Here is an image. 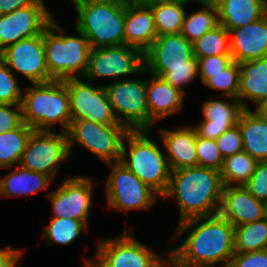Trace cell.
<instances>
[{
  "label": "cell",
  "mask_w": 267,
  "mask_h": 267,
  "mask_svg": "<svg viewBox=\"0 0 267 267\" xmlns=\"http://www.w3.org/2000/svg\"><path fill=\"white\" fill-rule=\"evenodd\" d=\"M23 123L21 105L0 103V133L18 128Z\"/></svg>",
  "instance_id": "41"
},
{
  "label": "cell",
  "mask_w": 267,
  "mask_h": 267,
  "mask_svg": "<svg viewBox=\"0 0 267 267\" xmlns=\"http://www.w3.org/2000/svg\"><path fill=\"white\" fill-rule=\"evenodd\" d=\"M197 165L221 171L224 158L216 140L205 139L197 135L196 144Z\"/></svg>",
  "instance_id": "37"
},
{
  "label": "cell",
  "mask_w": 267,
  "mask_h": 267,
  "mask_svg": "<svg viewBox=\"0 0 267 267\" xmlns=\"http://www.w3.org/2000/svg\"><path fill=\"white\" fill-rule=\"evenodd\" d=\"M230 33V53L237 63L267 57V14Z\"/></svg>",
  "instance_id": "20"
},
{
  "label": "cell",
  "mask_w": 267,
  "mask_h": 267,
  "mask_svg": "<svg viewBox=\"0 0 267 267\" xmlns=\"http://www.w3.org/2000/svg\"><path fill=\"white\" fill-rule=\"evenodd\" d=\"M166 255L168 260H164V258H162L154 267H178L175 258L169 251Z\"/></svg>",
  "instance_id": "48"
},
{
  "label": "cell",
  "mask_w": 267,
  "mask_h": 267,
  "mask_svg": "<svg viewBox=\"0 0 267 267\" xmlns=\"http://www.w3.org/2000/svg\"><path fill=\"white\" fill-rule=\"evenodd\" d=\"M195 57H208L215 55H231L230 33L221 25L206 32L201 38L192 43Z\"/></svg>",
  "instance_id": "33"
},
{
  "label": "cell",
  "mask_w": 267,
  "mask_h": 267,
  "mask_svg": "<svg viewBox=\"0 0 267 267\" xmlns=\"http://www.w3.org/2000/svg\"><path fill=\"white\" fill-rule=\"evenodd\" d=\"M192 0H165L151 6L158 36L181 33L186 11Z\"/></svg>",
  "instance_id": "28"
},
{
  "label": "cell",
  "mask_w": 267,
  "mask_h": 267,
  "mask_svg": "<svg viewBox=\"0 0 267 267\" xmlns=\"http://www.w3.org/2000/svg\"><path fill=\"white\" fill-rule=\"evenodd\" d=\"M53 130H34L19 162L20 166L44 173L52 179L56 177L60 163L71 154L67 134Z\"/></svg>",
  "instance_id": "10"
},
{
  "label": "cell",
  "mask_w": 267,
  "mask_h": 267,
  "mask_svg": "<svg viewBox=\"0 0 267 267\" xmlns=\"http://www.w3.org/2000/svg\"><path fill=\"white\" fill-rule=\"evenodd\" d=\"M106 165L111 169L105 187L109 209L126 213L129 210L150 209L157 193L120 161Z\"/></svg>",
  "instance_id": "9"
},
{
  "label": "cell",
  "mask_w": 267,
  "mask_h": 267,
  "mask_svg": "<svg viewBox=\"0 0 267 267\" xmlns=\"http://www.w3.org/2000/svg\"><path fill=\"white\" fill-rule=\"evenodd\" d=\"M202 222V223H201ZM169 240L192 229L178 247L169 252L178 267H228L235 254L234 226L219 214L196 217L178 223Z\"/></svg>",
  "instance_id": "1"
},
{
  "label": "cell",
  "mask_w": 267,
  "mask_h": 267,
  "mask_svg": "<svg viewBox=\"0 0 267 267\" xmlns=\"http://www.w3.org/2000/svg\"><path fill=\"white\" fill-rule=\"evenodd\" d=\"M262 203H263V207H264L265 215H266V217H267V198H265V199L262 201Z\"/></svg>",
  "instance_id": "51"
},
{
  "label": "cell",
  "mask_w": 267,
  "mask_h": 267,
  "mask_svg": "<svg viewBox=\"0 0 267 267\" xmlns=\"http://www.w3.org/2000/svg\"><path fill=\"white\" fill-rule=\"evenodd\" d=\"M162 1L165 0H123L126 5L135 7H151Z\"/></svg>",
  "instance_id": "46"
},
{
  "label": "cell",
  "mask_w": 267,
  "mask_h": 267,
  "mask_svg": "<svg viewBox=\"0 0 267 267\" xmlns=\"http://www.w3.org/2000/svg\"><path fill=\"white\" fill-rule=\"evenodd\" d=\"M230 99V100H229ZM225 100H208L202 103L203 121L194 126L199 137L216 140L239 122L244 107L232 97Z\"/></svg>",
  "instance_id": "19"
},
{
  "label": "cell",
  "mask_w": 267,
  "mask_h": 267,
  "mask_svg": "<svg viewBox=\"0 0 267 267\" xmlns=\"http://www.w3.org/2000/svg\"><path fill=\"white\" fill-rule=\"evenodd\" d=\"M17 78V75L0 59V103L21 105L23 91Z\"/></svg>",
  "instance_id": "36"
},
{
  "label": "cell",
  "mask_w": 267,
  "mask_h": 267,
  "mask_svg": "<svg viewBox=\"0 0 267 267\" xmlns=\"http://www.w3.org/2000/svg\"><path fill=\"white\" fill-rule=\"evenodd\" d=\"M218 214L234 227L266 217L262 201L255 199L244 185L223 187Z\"/></svg>",
  "instance_id": "18"
},
{
  "label": "cell",
  "mask_w": 267,
  "mask_h": 267,
  "mask_svg": "<svg viewBox=\"0 0 267 267\" xmlns=\"http://www.w3.org/2000/svg\"><path fill=\"white\" fill-rule=\"evenodd\" d=\"M34 131L24 122L16 129L0 133V168L19 165L22 153Z\"/></svg>",
  "instance_id": "30"
},
{
  "label": "cell",
  "mask_w": 267,
  "mask_h": 267,
  "mask_svg": "<svg viewBox=\"0 0 267 267\" xmlns=\"http://www.w3.org/2000/svg\"><path fill=\"white\" fill-rule=\"evenodd\" d=\"M157 36L152 8L125 4L124 44L144 53Z\"/></svg>",
  "instance_id": "23"
},
{
  "label": "cell",
  "mask_w": 267,
  "mask_h": 267,
  "mask_svg": "<svg viewBox=\"0 0 267 267\" xmlns=\"http://www.w3.org/2000/svg\"><path fill=\"white\" fill-rule=\"evenodd\" d=\"M144 74L143 53L125 44L111 47L91 48L87 71L83 77L91 81L94 78L113 77L121 80L123 76Z\"/></svg>",
  "instance_id": "13"
},
{
  "label": "cell",
  "mask_w": 267,
  "mask_h": 267,
  "mask_svg": "<svg viewBox=\"0 0 267 267\" xmlns=\"http://www.w3.org/2000/svg\"><path fill=\"white\" fill-rule=\"evenodd\" d=\"M89 2H114V1H123V0H84Z\"/></svg>",
  "instance_id": "50"
},
{
  "label": "cell",
  "mask_w": 267,
  "mask_h": 267,
  "mask_svg": "<svg viewBox=\"0 0 267 267\" xmlns=\"http://www.w3.org/2000/svg\"><path fill=\"white\" fill-rule=\"evenodd\" d=\"M38 0H0V15L11 13L16 9L33 5Z\"/></svg>",
  "instance_id": "45"
},
{
  "label": "cell",
  "mask_w": 267,
  "mask_h": 267,
  "mask_svg": "<svg viewBox=\"0 0 267 267\" xmlns=\"http://www.w3.org/2000/svg\"><path fill=\"white\" fill-rule=\"evenodd\" d=\"M223 187L219 171L197 165L171 171L163 197L177 200L180 223L218 214Z\"/></svg>",
  "instance_id": "2"
},
{
  "label": "cell",
  "mask_w": 267,
  "mask_h": 267,
  "mask_svg": "<svg viewBox=\"0 0 267 267\" xmlns=\"http://www.w3.org/2000/svg\"><path fill=\"white\" fill-rule=\"evenodd\" d=\"M52 19L43 0L0 15V52L19 40L41 35Z\"/></svg>",
  "instance_id": "16"
},
{
  "label": "cell",
  "mask_w": 267,
  "mask_h": 267,
  "mask_svg": "<svg viewBox=\"0 0 267 267\" xmlns=\"http://www.w3.org/2000/svg\"><path fill=\"white\" fill-rule=\"evenodd\" d=\"M129 130L124 125H108L88 119L71 120L68 131L69 149L76 142L105 164L121 160L122 144Z\"/></svg>",
  "instance_id": "7"
},
{
  "label": "cell",
  "mask_w": 267,
  "mask_h": 267,
  "mask_svg": "<svg viewBox=\"0 0 267 267\" xmlns=\"http://www.w3.org/2000/svg\"><path fill=\"white\" fill-rule=\"evenodd\" d=\"M240 83L237 100L244 107L249 109L248 102L257 105L267 97V57L252 61L240 62Z\"/></svg>",
  "instance_id": "25"
},
{
  "label": "cell",
  "mask_w": 267,
  "mask_h": 267,
  "mask_svg": "<svg viewBox=\"0 0 267 267\" xmlns=\"http://www.w3.org/2000/svg\"><path fill=\"white\" fill-rule=\"evenodd\" d=\"M0 59L11 71L20 72L32 84L53 81L46 66L44 31L6 47L0 52Z\"/></svg>",
  "instance_id": "15"
},
{
  "label": "cell",
  "mask_w": 267,
  "mask_h": 267,
  "mask_svg": "<svg viewBox=\"0 0 267 267\" xmlns=\"http://www.w3.org/2000/svg\"><path fill=\"white\" fill-rule=\"evenodd\" d=\"M218 23L228 31L255 22L267 14V0H213Z\"/></svg>",
  "instance_id": "24"
},
{
  "label": "cell",
  "mask_w": 267,
  "mask_h": 267,
  "mask_svg": "<svg viewBox=\"0 0 267 267\" xmlns=\"http://www.w3.org/2000/svg\"><path fill=\"white\" fill-rule=\"evenodd\" d=\"M202 8L184 17L181 34L191 43L213 30L218 23V9L214 1H197Z\"/></svg>",
  "instance_id": "29"
},
{
  "label": "cell",
  "mask_w": 267,
  "mask_h": 267,
  "mask_svg": "<svg viewBox=\"0 0 267 267\" xmlns=\"http://www.w3.org/2000/svg\"><path fill=\"white\" fill-rule=\"evenodd\" d=\"M228 267H267V249L235 252Z\"/></svg>",
  "instance_id": "42"
},
{
  "label": "cell",
  "mask_w": 267,
  "mask_h": 267,
  "mask_svg": "<svg viewBox=\"0 0 267 267\" xmlns=\"http://www.w3.org/2000/svg\"><path fill=\"white\" fill-rule=\"evenodd\" d=\"M235 252L267 249V217L234 227Z\"/></svg>",
  "instance_id": "31"
},
{
  "label": "cell",
  "mask_w": 267,
  "mask_h": 267,
  "mask_svg": "<svg viewBox=\"0 0 267 267\" xmlns=\"http://www.w3.org/2000/svg\"><path fill=\"white\" fill-rule=\"evenodd\" d=\"M185 93L151 74L146 83V100L150 116V129L156 121L178 113L183 107Z\"/></svg>",
  "instance_id": "22"
},
{
  "label": "cell",
  "mask_w": 267,
  "mask_h": 267,
  "mask_svg": "<svg viewBox=\"0 0 267 267\" xmlns=\"http://www.w3.org/2000/svg\"><path fill=\"white\" fill-rule=\"evenodd\" d=\"M92 258L100 267H154L166 253H156L126 229L112 239L99 240Z\"/></svg>",
  "instance_id": "11"
},
{
  "label": "cell",
  "mask_w": 267,
  "mask_h": 267,
  "mask_svg": "<svg viewBox=\"0 0 267 267\" xmlns=\"http://www.w3.org/2000/svg\"><path fill=\"white\" fill-rule=\"evenodd\" d=\"M88 221L53 218L44 228L43 236L50 246L54 243L69 245L88 227Z\"/></svg>",
  "instance_id": "34"
},
{
  "label": "cell",
  "mask_w": 267,
  "mask_h": 267,
  "mask_svg": "<svg viewBox=\"0 0 267 267\" xmlns=\"http://www.w3.org/2000/svg\"><path fill=\"white\" fill-rule=\"evenodd\" d=\"M159 129L171 171L197 166V133L194 127L183 126L175 130Z\"/></svg>",
  "instance_id": "21"
},
{
  "label": "cell",
  "mask_w": 267,
  "mask_h": 267,
  "mask_svg": "<svg viewBox=\"0 0 267 267\" xmlns=\"http://www.w3.org/2000/svg\"><path fill=\"white\" fill-rule=\"evenodd\" d=\"M244 186L255 199L263 201L267 198V161L257 163Z\"/></svg>",
  "instance_id": "40"
},
{
  "label": "cell",
  "mask_w": 267,
  "mask_h": 267,
  "mask_svg": "<svg viewBox=\"0 0 267 267\" xmlns=\"http://www.w3.org/2000/svg\"><path fill=\"white\" fill-rule=\"evenodd\" d=\"M240 83L239 63L233 61L228 67L216 74H210V78L204 83L207 88L221 90L222 97L237 99Z\"/></svg>",
  "instance_id": "35"
},
{
  "label": "cell",
  "mask_w": 267,
  "mask_h": 267,
  "mask_svg": "<svg viewBox=\"0 0 267 267\" xmlns=\"http://www.w3.org/2000/svg\"><path fill=\"white\" fill-rule=\"evenodd\" d=\"M0 179V197H20L36 193L50 185L53 179L41 172L20 165Z\"/></svg>",
  "instance_id": "27"
},
{
  "label": "cell",
  "mask_w": 267,
  "mask_h": 267,
  "mask_svg": "<svg viewBox=\"0 0 267 267\" xmlns=\"http://www.w3.org/2000/svg\"><path fill=\"white\" fill-rule=\"evenodd\" d=\"M238 125L243 139V151L258 162L267 161V121L254 110L244 109Z\"/></svg>",
  "instance_id": "26"
},
{
  "label": "cell",
  "mask_w": 267,
  "mask_h": 267,
  "mask_svg": "<svg viewBox=\"0 0 267 267\" xmlns=\"http://www.w3.org/2000/svg\"><path fill=\"white\" fill-rule=\"evenodd\" d=\"M198 74V67H189L172 69L169 72L163 73L160 77L173 87H176L185 93L182 85H186L191 82Z\"/></svg>",
  "instance_id": "43"
},
{
  "label": "cell",
  "mask_w": 267,
  "mask_h": 267,
  "mask_svg": "<svg viewBox=\"0 0 267 267\" xmlns=\"http://www.w3.org/2000/svg\"><path fill=\"white\" fill-rule=\"evenodd\" d=\"M78 36L63 35L52 19L44 29L46 66L53 80L84 77L91 50L86 36L75 28Z\"/></svg>",
  "instance_id": "5"
},
{
  "label": "cell",
  "mask_w": 267,
  "mask_h": 267,
  "mask_svg": "<svg viewBox=\"0 0 267 267\" xmlns=\"http://www.w3.org/2000/svg\"><path fill=\"white\" fill-rule=\"evenodd\" d=\"M85 262V267H100L93 259H86Z\"/></svg>",
  "instance_id": "49"
},
{
  "label": "cell",
  "mask_w": 267,
  "mask_h": 267,
  "mask_svg": "<svg viewBox=\"0 0 267 267\" xmlns=\"http://www.w3.org/2000/svg\"><path fill=\"white\" fill-rule=\"evenodd\" d=\"M198 61V73L200 80L204 84L210 74H216L228 67L234 60L231 55H213L208 57H196Z\"/></svg>",
  "instance_id": "38"
},
{
  "label": "cell",
  "mask_w": 267,
  "mask_h": 267,
  "mask_svg": "<svg viewBox=\"0 0 267 267\" xmlns=\"http://www.w3.org/2000/svg\"><path fill=\"white\" fill-rule=\"evenodd\" d=\"M223 158L243 151V139L239 125H235L216 139Z\"/></svg>",
  "instance_id": "39"
},
{
  "label": "cell",
  "mask_w": 267,
  "mask_h": 267,
  "mask_svg": "<svg viewBox=\"0 0 267 267\" xmlns=\"http://www.w3.org/2000/svg\"><path fill=\"white\" fill-rule=\"evenodd\" d=\"M258 161L245 151L224 158L220 171L224 186L244 185L252 176Z\"/></svg>",
  "instance_id": "32"
},
{
  "label": "cell",
  "mask_w": 267,
  "mask_h": 267,
  "mask_svg": "<svg viewBox=\"0 0 267 267\" xmlns=\"http://www.w3.org/2000/svg\"><path fill=\"white\" fill-rule=\"evenodd\" d=\"M254 110H255L254 112L257 115H259L262 119L267 121V97L265 99H263L262 101H260L256 105V109H254Z\"/></svg>",
  "instance_id": "47"
},
{
  "label": "cell",
  "mask_w": 267,
  "mask_h": 267,
  "mask_svg": "<svg viewBox=\"0 0 267 267\" xmlns=\"http://www.w3.org/2000/svg\"><path fill=\"white\" fill-rule=\"evenodd\" d=\"M128 142L129 151L125 147ZM120 162L159 196L167 191L171 169L164 150L150 137V130L129 131L122 144Z\"/></svg>",
  "instance_id": "4"
},
{
  "label": "cell",
  "mask_w": 267,
  "mask_h": 267,
  "mask_svg": "<svg viewBox=\"0 0 267 267\" xmlns=\"http://www.w3.org/2000/svg\"><path fill=\"white\" fill-rule=\"evenodd\" d=\"M77 13L75 28L82 32L91 48L124 44L125 3L71 0Z\"/></svg>",
  "instance_id": "6"
},
{
  "label": "cell",
  "mask_w": 267,
  "mask_h": 267,
  "mask_svg": "<svg viewBox=\"0 0 267 267\" xmlns=\"http://www.w3.org/2000/svg\"><path fill=\"white\" fill-rule=\"evenodd\" d=\"M22 254L21 250L9 246L0 249V267H17V262Z\"/></svg>",
  "instance_id": "44"
},
{
  "label": "cell",
  "mask_w": 267,
  "mask_h": 267,
  "mask_svg": "<svg viewBox=\"0 0 267 267\" xmlns=\"http://www.w3.org/2000/svg\"><path fill=\"white\" fill-rule=\"evenodd\" d=\"M23 122L36 131H52L60 122L61 132L71 123L68 89L64 81L53 80L27 87L22 98Z\"/></svg>",
  "instance_id": "3"
},
{
  "label": "cell",
  "mask_w": 267,
  "mask_h": 267,
  "mask_svg": "<svg viewBox=\"0 0 267 267\" xmlns=\"http://www.w3.org/2000/svg\"><path fill=\"white\" fill-rule=\"evenodd\" d=\"M143 60L146 72L159 77L172 69L198 67L192 43L181 33L157 36Z\"/></svg>",
  "instance_id": "14"
},
{
  "label": "cell",
  "mask_w": 267,
  "mask_h": 267,
  "mask_svg": "<svg viewBox=\"0 0 267 267\" xmlns=\"http://www.w3.org/2000/svg\"><path fill=\"white\" fill-rule=\"evenodd\" d=\"M146 83L144 78H124L104 86L118 123L129 131L150 130Z\"/></svg>",
  "instance_id": "8"
},
{
  "label": "cell",
  "mask_w": 267,
  "mask_h": 267,
  "mask_svg": "<svg viewBox=\"0 0 267 267\" xmlns=\"http://www.w3.org/2000/svg\"><path fill=\"white\" fill-rule=\"evenodd\" d=\"M83 78L63 80L67 86L70 102L71 120L88 119L92 122L108 125L118 123L106 90L103 86H95Z\"/></svg>",
  "instance_id": "12"
},
{
  "label": "cell",
  "mask_w": 267,
  "mask_h": 267,
  "mask_svg": "<svg viewBox=\"0 0 267 267\" xmlns=\"http://www.w3.org/2000/svg\"><path fill=\"white\" fill-rule=\"evenodd\" d=\"M193 1V0H192ZM196 1H213V0H196Z\"/></svg>",
  "instance_id": "52"
},
{
  "label": "cell",
  "mask_w": 267,
  "mask_h": 267,
  "mask_svg": "<svg viewBox=\"0 0 267 267\" xmlns=\"http://www.w3.org/2000/svg\"><path fill=\"white\" fill-rule=\"evenodd\" d=\"M93 183L91 178L74 176L67 178L47 196L51 201L54 217L88 221L92 207Z\"/></svg>",
  "instance_id": "17"
}]
</instances>
